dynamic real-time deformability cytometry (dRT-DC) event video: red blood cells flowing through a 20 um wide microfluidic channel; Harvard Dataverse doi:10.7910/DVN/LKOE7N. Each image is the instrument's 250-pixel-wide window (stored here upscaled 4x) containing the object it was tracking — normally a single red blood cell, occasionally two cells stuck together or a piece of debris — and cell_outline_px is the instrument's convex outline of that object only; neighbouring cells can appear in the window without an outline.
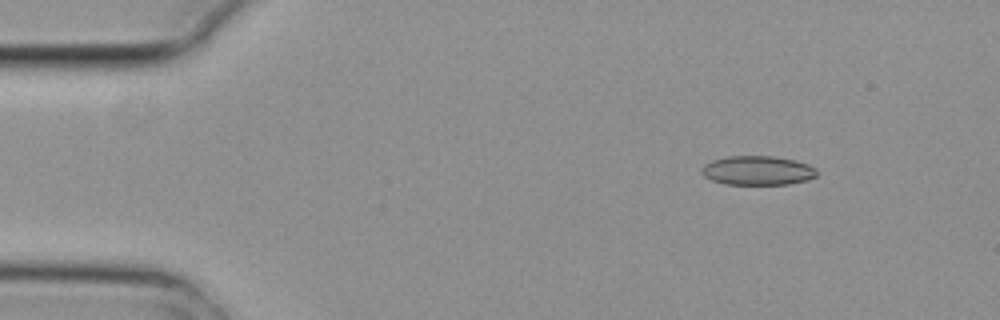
{"species": "common noctule bat (a hibernating species)", "species_latin": "Nyctalus noctula", "temperature_condition": "cold", "stored_images_in_passage": 4, "camera_frame_rate_fps": 3000, "um_per_image_px": 0.085, "animal": {"sex": "female", "body_mass_g": 29.2, "forearm_length_mm": 56.3}, "frame": {"image": 1, "passage_image": 1, "time_ms": 0.0, "image_size_px": [1000, 320], "cell_outline_px": [[816, 176], [808, 180], [788, 184], [724, 184], [712, 180], [704, 176], [700, 172], [704, 164], [712, 160], [728, 156], [772, 156], [796, 160], [808, 164], [816, 168]], "centroid_in_image_um": [64.39, 14.49], "position_along_channel_um": 20.6, "area_um2": 19.65}}